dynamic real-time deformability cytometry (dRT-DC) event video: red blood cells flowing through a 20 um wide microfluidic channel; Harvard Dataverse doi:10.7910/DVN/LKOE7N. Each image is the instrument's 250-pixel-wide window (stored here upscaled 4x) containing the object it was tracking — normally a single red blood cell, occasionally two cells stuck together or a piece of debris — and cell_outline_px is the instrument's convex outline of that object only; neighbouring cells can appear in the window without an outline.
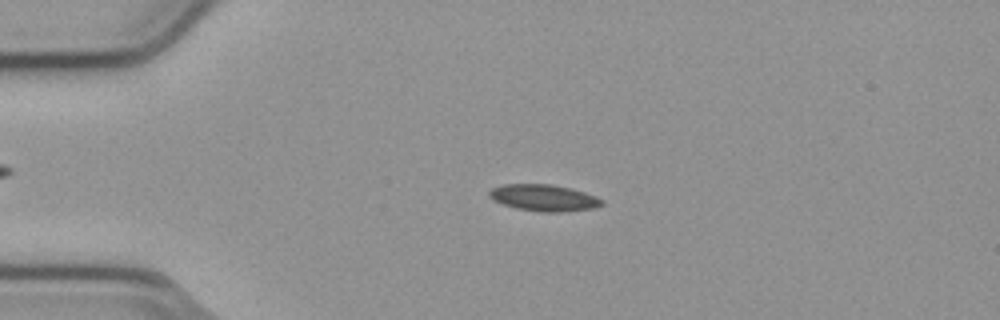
{"species": "common noctule bat (a hibernating species)", "species_latin": "Nyctalus noctula", "temperature_condition": "cold", "stored_images_in_passage": 46, "camera_frame_rate_fps": 3000, "um_per_image_px": 0.085, "animal": {"sex": "male", "body_mass_g": 23.1, "forearm_length_mm": 52.7}, "frame": {"image": 1, "passage_image": 4, "time_ms": 1.0, "image_size_px": [1000, 320], "cell_outline_px": [[604, 204], [592, 208], [560, 212], [540, 212], [516, 208], [504, 204], [488, 196], [488, 192], [492, 188], [504, 184], [552, 184], [572, 188], [596, 196], [604, 200]], "centroid_in_image_um": [46.25, 16.8], "position_along_channel_um": 38.8, "area_um2": 17.4}}
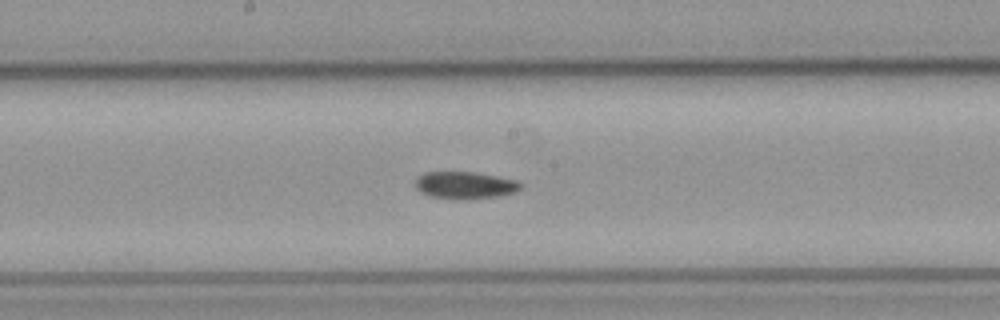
{"frame": {"image": 2, "passage_image": 20, "time_ms": 6.333, "image_size_px": [1000, 320], "cell_outline_px": [[524, 184], [516, 192], [500, 196], [464, 200], [432, 196], [420, 192], [416, 188], [416, 180], [424, 172], [472, 172], [496, 176], [516, 180]], "centroid_in_image_um": [39.56, 15.75], "position_along_channel_um": 208.6, "area_um2": 16.65}}
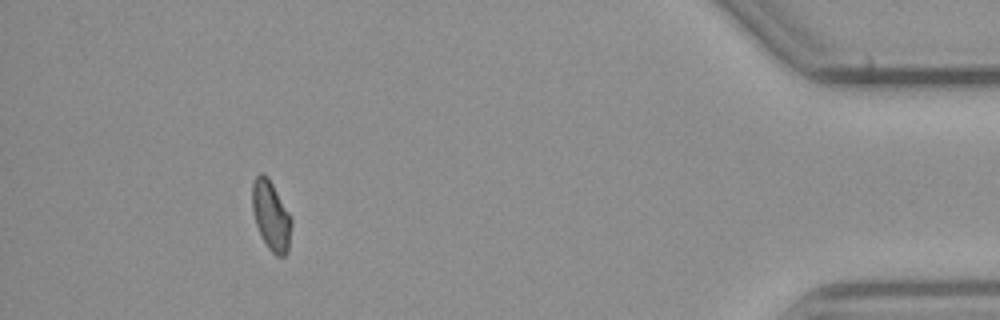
{"frame": {"image": 3, "passage_image": 41, "time_ms": 13.333, "image_size_px": [1000, 320], "cell_outline_px": [[292, 224], [288, 252], [284, 256], [276, 256], [268, 248], [260, 236], [252, 212], [252, 184], [256, 176], [260, 172], [264, 172], [268, 176], [288, 212], [292, 220]], "centroid_in_image_um": [23.02, 18.33], "position_along_channel_um": 412.2, "area_um2": 16.01}, "authors_computed_cell_mechanics": {"area_um2": 16.4152, "velocity_mm_per_s": 3.7903, "shape_relaxation_time_tau1_ms": null, "shape_relaxation_time_tau2_ms": 7.5845, "deformation_change_tau1": null, "deformation_change_tau2": 0.1174}}